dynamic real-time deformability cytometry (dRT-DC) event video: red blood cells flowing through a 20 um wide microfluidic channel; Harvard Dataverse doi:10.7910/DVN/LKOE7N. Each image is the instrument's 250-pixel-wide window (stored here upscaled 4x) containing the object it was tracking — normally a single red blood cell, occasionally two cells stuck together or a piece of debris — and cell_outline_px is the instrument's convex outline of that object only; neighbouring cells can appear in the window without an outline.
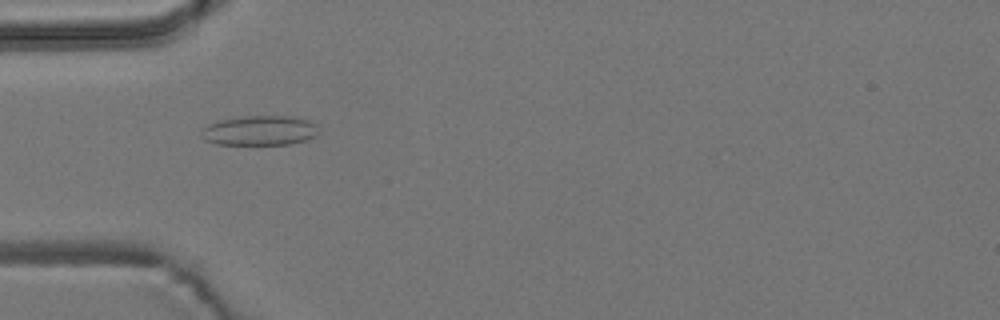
{"species": "common noctule bat (a hibernating species)", "species_latin": "Nyctalus noctula", "temperature_condition": "room temperature", "stored_images_in_passage": 51, "camera_frame_rate_fps": 3000, "um_per_image_px": 0.085, "animal": {"sex": "male", "body_mass_g": 19.2, "forearm_length_mm": 51.8}, "frame": {"image": 1, "passage_image": 13, "time_ms": 4.0, "image_size_px": [1000, 320], "cell_outline_px": [[316, 136], [304, 140], [288, 144], [216, 144], [204, 140], [200, 136], [200, 128], [208, 124], [220, 120], [244, 116], [292, 116], [308, 120], [316, 124]], "centroid_in_image_um": [22.0, 11.09], "position_along_channel_um": 63.0, "area_um2": 20.35}}
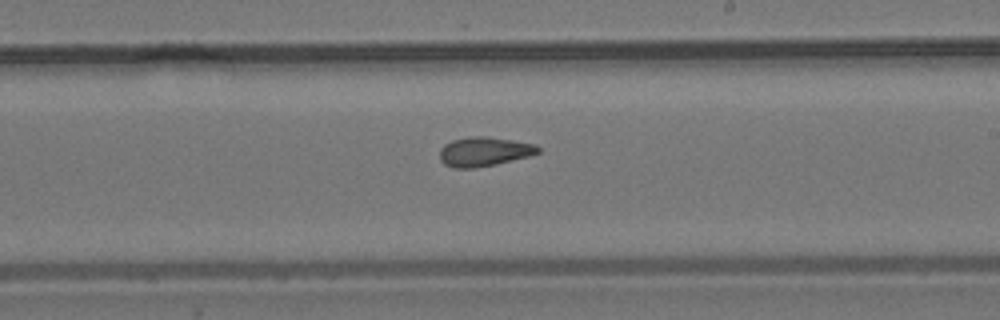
{"frame": {"image": 2, "passage_image": 28, "time_ms": 9.0, "image_size_px": [1000, 320], "cell_outline_px": [[540, 152], [528, 156], [496, 164], [476, 168], [452, 168], [444, 164], [440, 160], [440, 148], [444, 144], [452, 140], [472, 136], [488, 136], [536, 144], [540, 148]], "centroid_in_image_um": [41.13, 12.88], "position_along_channel_um": 247.9, "area_um2": 16.88}}
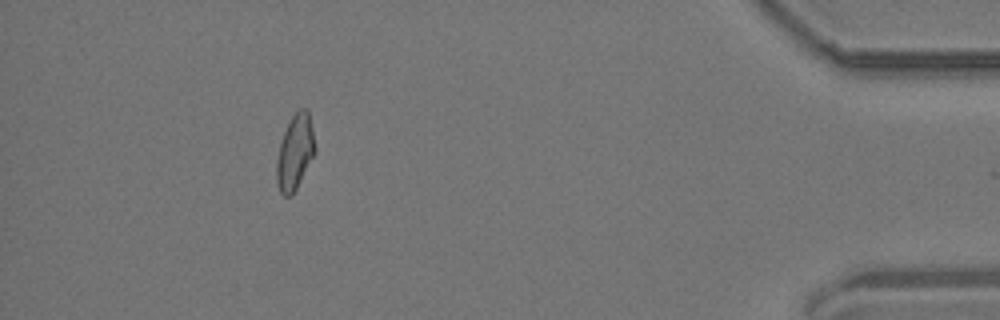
{"frame": {"image": 3, "passage_image": 46, "time_ms": 15.0, "image_size_px": [1000, 320], "cell_outline_px": [[316, 152], [292, 196], [284, 196], [280, 192], [276, 184], [276, 160], [280, 144], [284, 132], [292, 116], [300, 108], [304, 108], [308, 112], [312, 128], [316, 148]], "centroid_in_image_um": [25.07, 12.98], "position_along_channel_um": 410.1, "area_um2": 16.76}, "authors_computed_cell_mechanics": {"area_um2": 16.8776, "velocity_mm_per_s": 3.7208, "shape_relaxation_time_tau1_ms": null, "shape_relaxation_time_tau2_ms": 3.1271, "deformation_change_tau1": null, "deformation_change_tau2": 0.104}}